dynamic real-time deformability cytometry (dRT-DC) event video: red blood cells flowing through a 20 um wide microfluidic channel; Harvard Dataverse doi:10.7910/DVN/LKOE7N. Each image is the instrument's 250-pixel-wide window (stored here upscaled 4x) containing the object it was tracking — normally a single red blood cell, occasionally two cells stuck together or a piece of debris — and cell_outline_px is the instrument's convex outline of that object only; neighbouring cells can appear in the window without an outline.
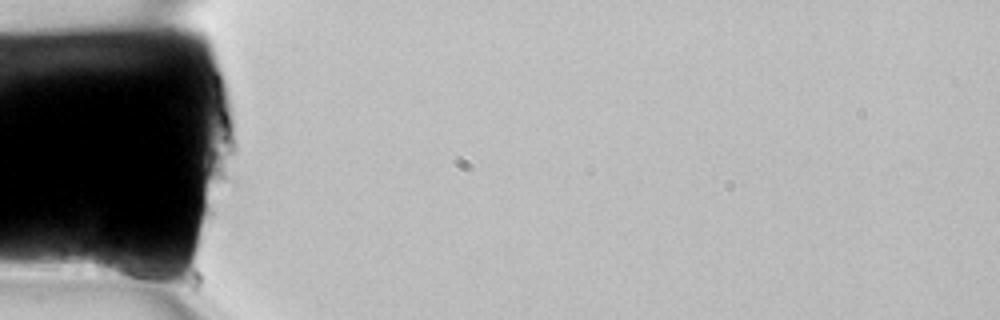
{"species": "common noctule bat (a hibernating species)", "species_latin": "Nyctalus noctula", "temperature_condition": "room temperature", "stored_images_in_passage": 2, "camera_frame_rate_fps": 3000, "um_per_image_px": 0.085, "animal": {"sex": "female", "body_mass_g": 22.7, "forearm_length_mm": 54.2}, "frame": {"image": 1, "passage_image": 1, "time_ms": 0.0, "image_size_px": [1000, 320], "cell_outline_px": [[160, 288], [96, 272], [92, 260], [96, 244], [152, 268], [160, 276]], "centroid_in_image_um": [10.51, 22.74], "position_along_channel_um": 74.5, "area_um2": 10.58}}